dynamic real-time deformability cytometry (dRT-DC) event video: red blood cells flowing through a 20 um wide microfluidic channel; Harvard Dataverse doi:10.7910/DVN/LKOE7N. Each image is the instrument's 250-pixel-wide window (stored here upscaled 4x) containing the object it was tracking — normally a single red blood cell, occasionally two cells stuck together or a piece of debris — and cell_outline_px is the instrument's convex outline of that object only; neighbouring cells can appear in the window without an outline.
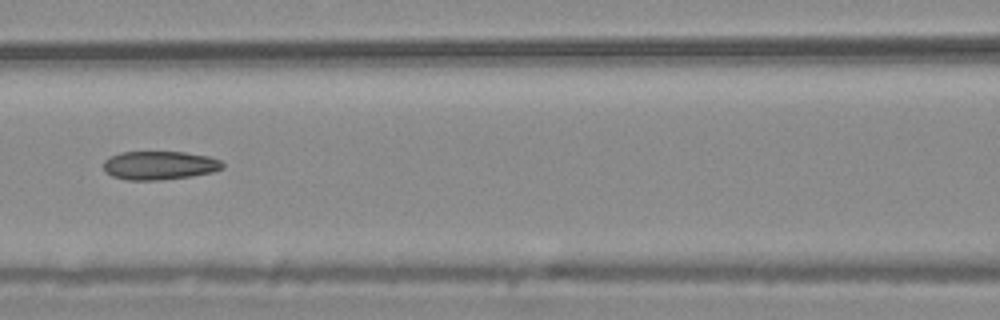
{"species": "common noctule bat (a hibernating species)", "species_latin": "Nyctalus noctula", "temperature_condition": "warm", "stored_images_in_passage": 6, "camera_frame_rate_fps": 3000, "um_per_image_px": 0.085, "animal": {"sex": "male", "body_mass_g": 20.4}, "frame": {"image": 1, "passage_image": 6, "time_ms": 1.667, "image_size_px": [1000, 320], "cell_outline_px": [[224, 168], [212, 172], [192, 176], [160, 180], [124, 180], [112, 176], [104, 172], [104, 160], [120, 152], [184, 152], [208, 156], [220, 160], [224, 164]], "centroid_in_image_um": [13.55, 14.06], "position_along_channel_um": 153.1, "area_um2": 19.94}}